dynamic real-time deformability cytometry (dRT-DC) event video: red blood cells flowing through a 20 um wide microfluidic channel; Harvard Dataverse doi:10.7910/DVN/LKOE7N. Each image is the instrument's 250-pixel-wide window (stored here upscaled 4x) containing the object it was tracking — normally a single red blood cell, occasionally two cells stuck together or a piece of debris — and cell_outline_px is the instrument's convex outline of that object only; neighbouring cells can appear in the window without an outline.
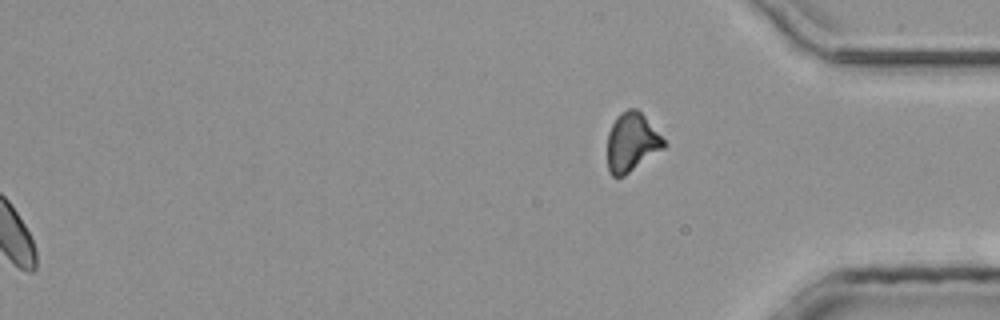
{"species": "common noctule bat (a hibernating species)", "species_latin": "Nyctalus noctula", "temperature_condition": "room temperature", "stored_images_in_passage": 40, "segment_of_instrument_passage": [2, 2], "camera_frame_rate_fps": 3000, "um_per_image_px": 0.085, "animal": {"sex": "male", "body_mass_g": 20.4}, "frame": {"image": 1, "passage_image": 40, "time_ms": 13.0, "image_size_px": [1000, 320], "cell_outline_px": [[668, 144], [664, 148], [624, 176], [612, 176], [608, 172], [608, 132], [616, 116], [620, 112], [628, 108], [636, 108], [644, 116]], "centroid_in_image_um": [53.69, 12.09], "position_along_channel_um": 381.5, "area_um2": 19.25}}